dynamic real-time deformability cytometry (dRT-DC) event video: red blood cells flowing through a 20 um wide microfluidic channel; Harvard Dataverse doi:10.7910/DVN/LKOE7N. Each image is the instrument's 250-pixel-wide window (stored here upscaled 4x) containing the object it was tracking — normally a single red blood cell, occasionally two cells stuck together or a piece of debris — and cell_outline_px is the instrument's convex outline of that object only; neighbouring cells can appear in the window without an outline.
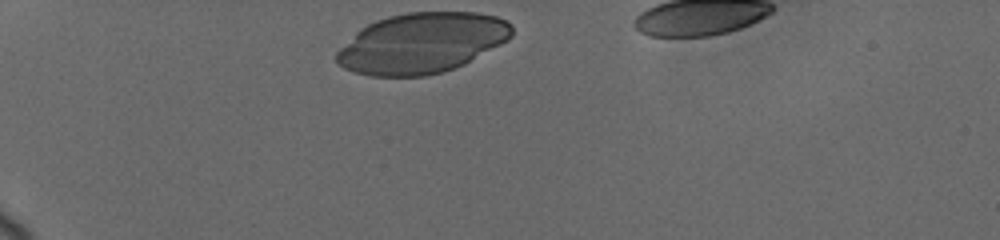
{"species": "human", "species_latin": "Homo sapiens", "temperature_condition": "cold", "stored_images_in_passage": 17, "camera_frame_rate_fps": 3000, "um_per_image_px": 0.085, "donor": {"sex": "female"}, "frame": {"image": 1, "passage_image": 1, "time_ms": 0.0, "image_size_px": [1000, 240], "cell_outline_px": [[512, 36], [508, 40], [464, 64], [444, 72], [424, 76], [368, 76], [344, 68], [336, 60], [336, 52], [360, 28], [376, 20], [388, 16], [408, 12], [476, 12], [496, 16], [512, 24]], "centroid_in_image_um": [35.85, 3.66], "position_along_channel_um": 49.1, "area_um2": 61.56}}